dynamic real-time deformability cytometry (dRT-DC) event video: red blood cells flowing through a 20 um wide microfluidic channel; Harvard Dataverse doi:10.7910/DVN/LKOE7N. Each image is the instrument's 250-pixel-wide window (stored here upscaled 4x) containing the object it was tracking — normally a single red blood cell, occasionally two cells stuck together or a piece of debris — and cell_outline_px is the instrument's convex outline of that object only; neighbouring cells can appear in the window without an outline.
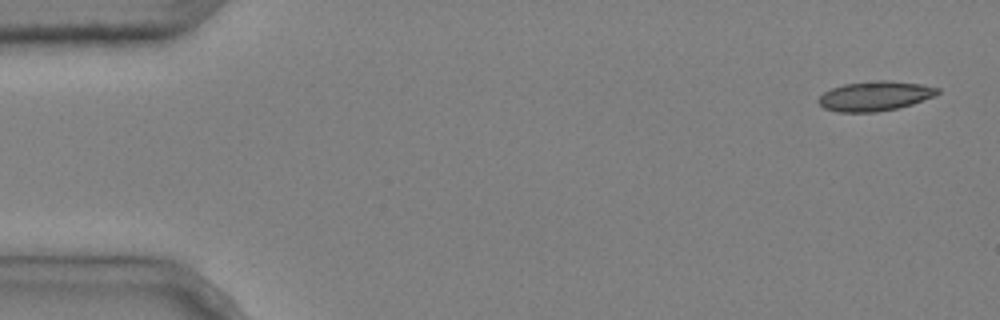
{"species": "common noctule bat (a hibernating species)", "species_latin": "Nyctalus noctula", "temperature_condition": "cold", "stored_images_in_passage": 9, "camera_frame_rate_fps": 3000, "um_per_image_px": 0.085, "animal": {"sex": "male", "body_mass_g": 20.4}, "frame": {"image": 1, "passage_image": 1, "time_ms": 0.0, "image_size_px": [1000, 320], "cell_outline_px": [[940, 92], [936, 96], [912, 104], [896, 108], [876, 112], [836, 112], [824, 108], [816, 100], [824, 92], [832, 88], [844, 84], [876, 80], [888, 80], [920, 84], [940, 88]], "centroid_in_image_um": [74.38, 8.16], "position_along_channel_um": 10.6, "area_um2": 20.63}}
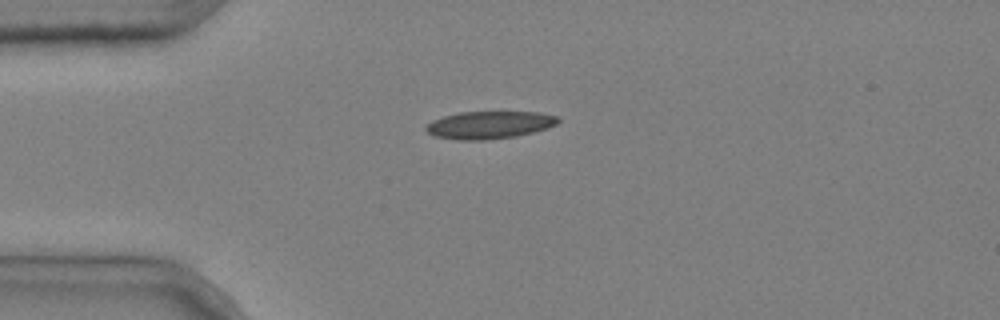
{"frame": {"image": 2, "passage_image": 4, "time_ms": 1.0, "image_size_px": [1000, 320], "cell_outline_px": [[560, 120], [556, 124], [548, 128], [516, 136], [484, 140], [460, 140], [432, 136], [424, 132], [424, 128], [432, 120], [444, 116], [460, 112], [540, 112], [556, 116]], "centroid_in_image_um": [41.55, 10.62], "position_along_channel_um": 43.4, "area_um2": 21.27}}
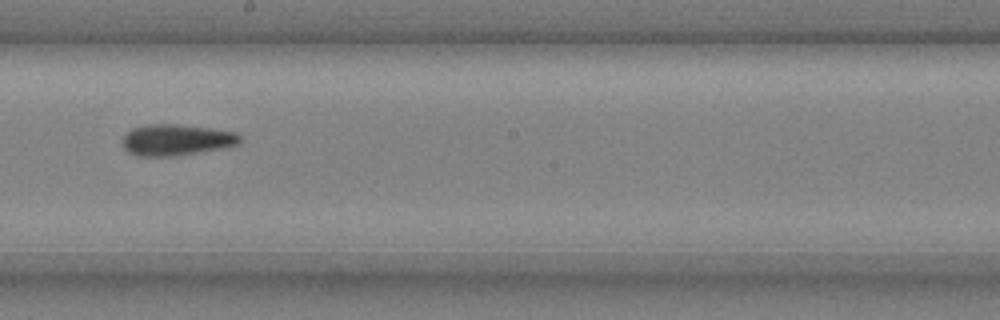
{"frame": {"image": 3, "passage_image": 9, "time_ms": 2.667, "image_size_px": [1000, 320], "cell_outline_px": [[240, 144], [224, 148], [172, 156], [136, 156], [128, 152], [124, 148], [124, 136], [132, 128], [144, 124], [172, 124], [212, 128], [236, 132], [240, 136]], "centroid_in_image_um": [15.0, 11.89], "position_along_channel_um": 233.2, "area_um2": 21.33}}